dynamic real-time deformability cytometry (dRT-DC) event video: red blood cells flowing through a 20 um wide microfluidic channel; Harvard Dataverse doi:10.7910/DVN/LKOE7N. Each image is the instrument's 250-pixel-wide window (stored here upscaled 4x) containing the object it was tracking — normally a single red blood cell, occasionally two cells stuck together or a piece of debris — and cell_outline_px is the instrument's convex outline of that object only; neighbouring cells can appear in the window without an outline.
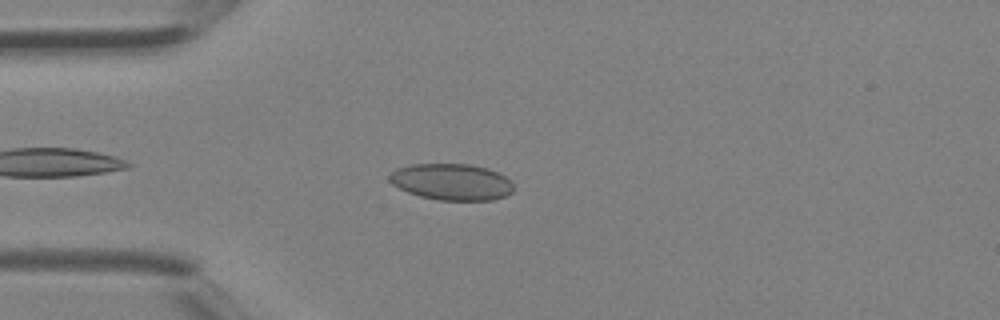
{"species": "Egyptian fruit bat (a non-hibernating species)", "species_latin": "Rousettus aegyptiacus", "temperature_condition": "room temperature", "stored_images_in_passage": 2, "camera_frame_rate_fps": 3000, "um_per_image_px": 0.085, "animal": {"sex": "female"}, "frame": {"image": 1, "passage_image": 2, "time_ms": 0.333, "image_size_px": [1000, 320], "cell_outline_px": [[512, 192], [504, 196], [492, 200], [440, 200], [420, 196], [408, 192], [392, 184], [388, 180], [388, 176], [396, 168], [412, 164], [468, 164], [488, 168], [512, 180]], "centroid_in_image_um": [38.37, 15.45], "position_along_channel_um": 46.6, "area_um2": 26.3}}